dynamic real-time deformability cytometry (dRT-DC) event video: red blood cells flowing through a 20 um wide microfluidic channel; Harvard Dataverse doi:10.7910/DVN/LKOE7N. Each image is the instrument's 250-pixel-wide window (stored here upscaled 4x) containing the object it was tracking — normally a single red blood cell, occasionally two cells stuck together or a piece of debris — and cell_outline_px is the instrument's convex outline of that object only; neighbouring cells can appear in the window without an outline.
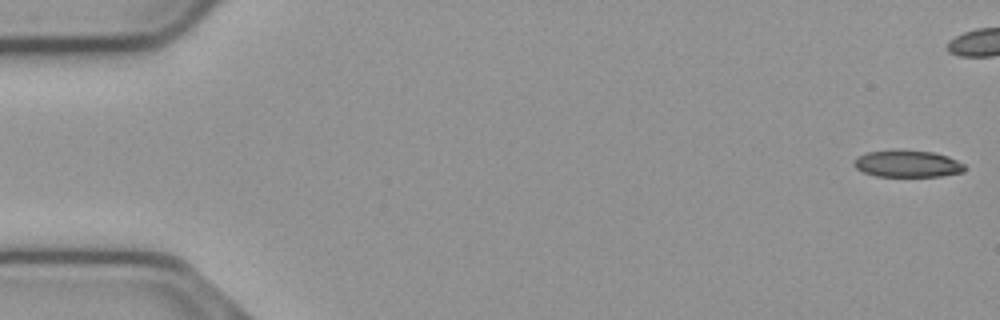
{"species": "common noctule bat (a hibernating species)", "species_latin": "Nyctalus noctula", "temperature_condition": "cold", "stored_images_in_passage": 44, "camera_frame_rate_fps": 3000, "um_per_image_px": 0.085, "animal": {"sex": "male", "body_mass_g": 23.1, "forearm_length_mm": 52.7}, "frame": {"image": 1, "passage_image": 1, "time_ms": 0.0, "image_size_px": [1000, 320], "cell_outline_px": [[968, 168], [964, 172], [940, 176], [876, 176], [864, 172], [856, 168], [852, 164], [852, 160], [856, 156], [868, 152], [896, 148], [932, 152], [948, 156], [964, 164]], "centroid_in_image_um": [77.11, 13.89], "position_along_channel_um": 7.9, "area_um2": 17.8}}
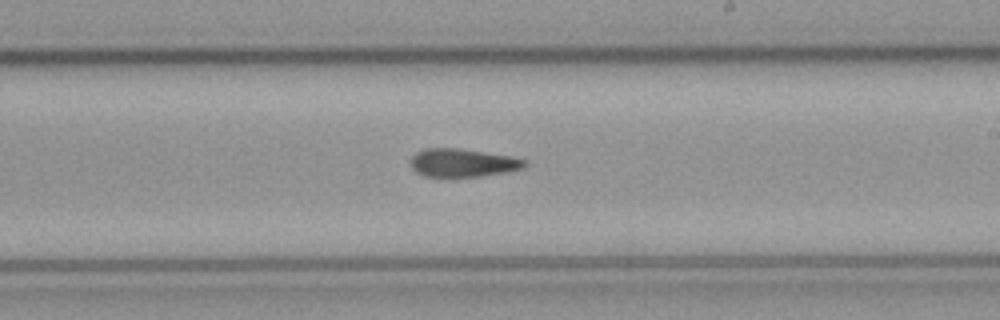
{"frame": {"image": 2, "passage_image": 32, "time_ms": 10.333, "image_size_px": [1000, 320], "cell_outline_px": [[528, 164], [524, 168], [504, 172], [480, 176], [424, 176], [416, 172], [412, 168], [412, 156], [416, 152], [424, 148], [460, 148], [512, 156], [524, 160]], "centroid_in_image_um": [39.33, 13.82], "position_along_channel_um": 249.7, "area_um2": 18.61}}
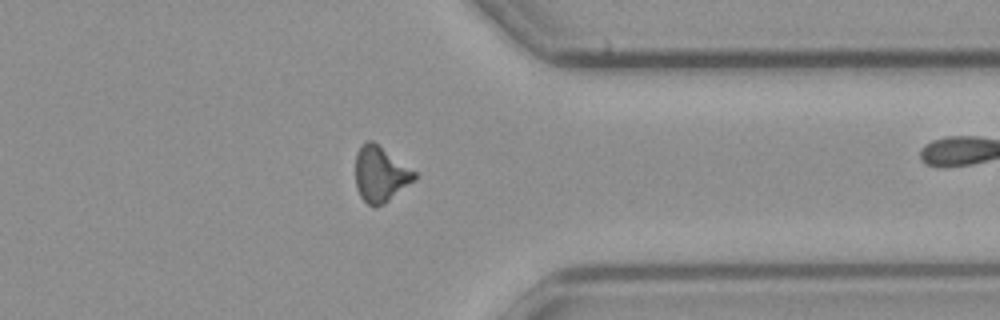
{"frame": {"image": 3, "passage_image": 43, "time_ms": 14.0, "image_size_px": [1000, 320], "cell_outline_px": [[416, 180], [384, 204], [368, 204], [360, 196], [356, 188], [356, 152], [368, 140], [372, 140], [416, 172]], "centroid_in_image_um": [32.34, 14.8], "position_along_channel_um": 379.1, "area_um2": 18.79}}